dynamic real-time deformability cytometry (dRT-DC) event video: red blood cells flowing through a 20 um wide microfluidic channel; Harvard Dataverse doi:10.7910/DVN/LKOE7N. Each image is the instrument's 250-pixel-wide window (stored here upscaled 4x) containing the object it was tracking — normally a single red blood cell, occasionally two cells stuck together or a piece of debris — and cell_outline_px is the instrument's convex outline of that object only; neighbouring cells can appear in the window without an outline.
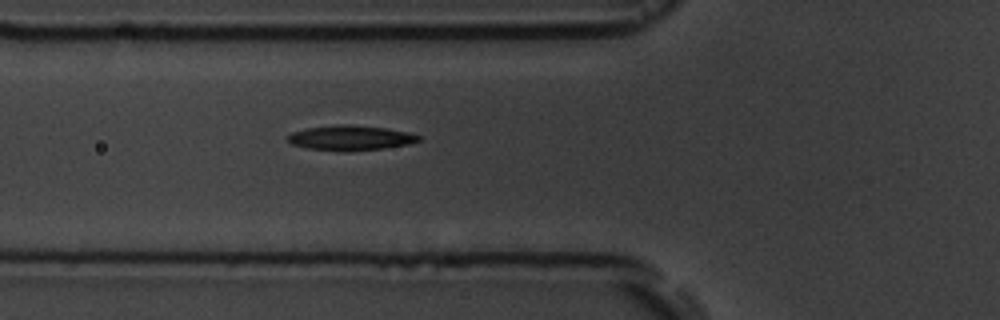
{"species": "common noctule bat (a hibernating species)", "species_latin": "Nyctalus noctula", "temperature_condition": "room temperature", "stored_images_in_passage": 3, "camera_frame_rate_fps": 3000, "um_per_image_px": 0.085, "animal": {"sex": "male", "body_mass_g": 19.5, "forearm_length_mm": 54.6}, "frame": {"image": 1, "passage_image": 3, "time_ms": 2.333, "image_size_px": [1000, 320], "cell_outline_px": [[424, 136], [420, 140], [408, 144], [384, 148], [348, 152], [344, 152], [308, 148], [292, 144], [288, 140], [288, 136], [292, 132], [308, 128], [340, 124], [348, 124], [384, 128], [408, 132]], "centroid_in_image_um": [29.83, 11.73], "position_along_channel_um": 96.0, "area_um2": 19.02}}